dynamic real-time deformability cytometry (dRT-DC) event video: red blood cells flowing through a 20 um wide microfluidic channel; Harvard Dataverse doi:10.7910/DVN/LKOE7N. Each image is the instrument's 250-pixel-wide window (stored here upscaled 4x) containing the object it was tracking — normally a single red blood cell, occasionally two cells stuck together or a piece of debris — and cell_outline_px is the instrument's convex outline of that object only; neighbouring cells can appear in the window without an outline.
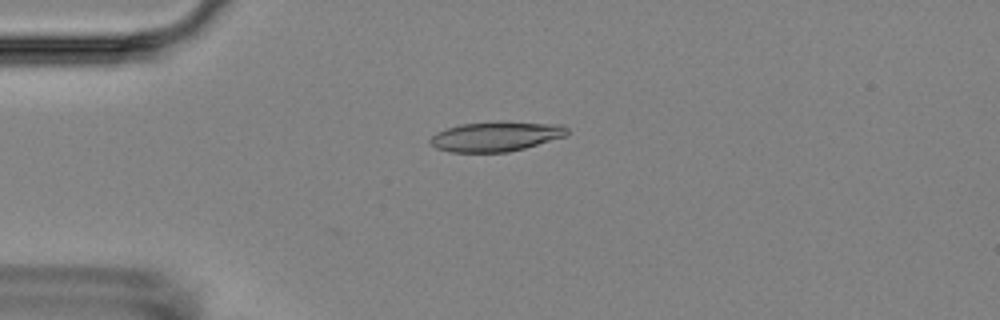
{"species": "Egyptian fruit bat (a non-hibernating species)", "species_latin": "Rousettus aegyptiacus", "temperature_condition": "room temperature", "stored_images_in_passage": 1, "camera_frame_rate_fps": 3000, "um_per_image_px": 0.085, "animal": {"sex": "female"}, "frame": {"image": 1, "passage_image": 1, "time_ms": 0.0, "image_size_px": [1000, 320], "cell_outline_px": [[568, 132], [564, 136], [524, 148], [508, 152], [448, 152], [436, 148], [428, 140], [436, 132], [460, 124], [496, 120], [500, 120], [564, 124], [568, 128]], "centroid_in_image_um": [42.15, 11.57], "position_along_channel_um": 42.8, "area_um2": 24.16}}